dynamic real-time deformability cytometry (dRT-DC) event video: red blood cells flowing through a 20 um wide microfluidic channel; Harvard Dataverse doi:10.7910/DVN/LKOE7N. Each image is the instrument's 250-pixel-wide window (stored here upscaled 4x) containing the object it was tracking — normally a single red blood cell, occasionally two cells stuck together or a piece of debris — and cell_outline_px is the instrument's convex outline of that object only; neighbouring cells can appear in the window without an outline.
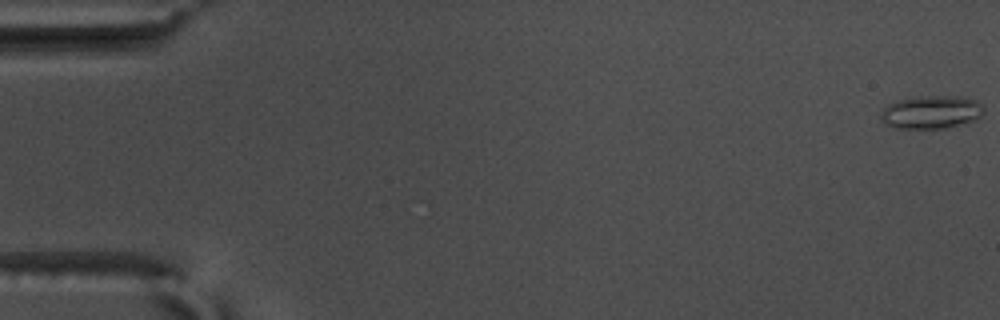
{"species": "common noctule bat (a hibernating species)", "species_latin": "Nyctalus noctula", "temperature_condition": "warm", "stored_images_in_passage": 9, "camera_frame_rate_fps": 3000, "um_per_image_px": 0.085, "animal": {"sex": "male", "body_mass_g": 17.5, "forearm_length_mm": 52.3}, "frame": {"image": 1, "passage_image": 1, "time_ms": 0.0, "image_size_px": [1000, 320], "cell_outline_px": [[984, 112], [976, 120], [944, 128], [892, 128], [880, 120], [880, 112], [888, 104], [896, 100], [916, 96], [964, 96], [976, 100], [984, 104]], "centroid_in_image_um": [79.16, 9.51], "position_along_channel_um": 5.8, "area_um2": 20.23}}